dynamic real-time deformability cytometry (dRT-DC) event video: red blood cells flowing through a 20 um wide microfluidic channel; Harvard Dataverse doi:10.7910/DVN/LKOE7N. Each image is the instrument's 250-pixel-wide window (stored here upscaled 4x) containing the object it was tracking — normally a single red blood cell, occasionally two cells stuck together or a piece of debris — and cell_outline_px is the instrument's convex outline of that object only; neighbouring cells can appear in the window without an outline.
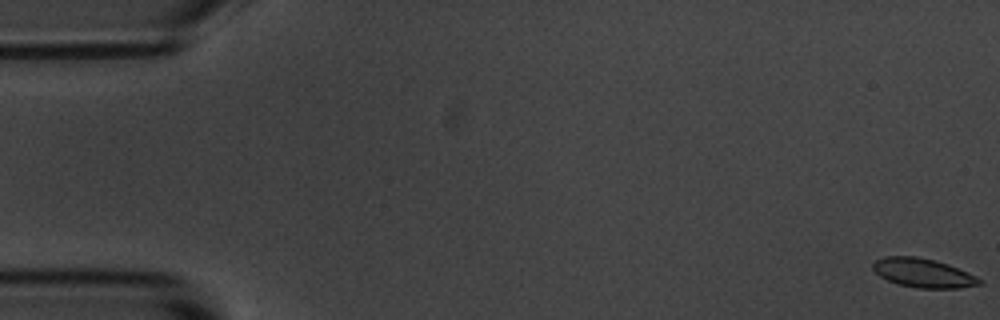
{"species": "common noctule bat (a hibernating species)", "species_latin": "Nyctalus noctula", "temperature_condition": "room temperature", "stored_images_in_passage": 15, "camera_frame_rate_fps": 3000, "um_per_image_px": 0.085, "animal": {"sex": "male", "body_mass_g": 20.1, "forearm_length_mm": 53.5}, "frame": {"image": 1, "passage_image": 1, "time_ms": 0.0, "image_size_px": [1000, 320], "cell_outline_px": [[984, 284], [960, 288], [916, 288], [900, 284], [888, 280], [880, 276], [872, 268], [872, 264], [876, 260], [884, 256], [916, 256], [936, 260], [948, 264], [976, 276]], "centroid_in_image_um": [78.47, 23.19], "position_along_channel_um": 6.5, "area_um2": 17.98}}
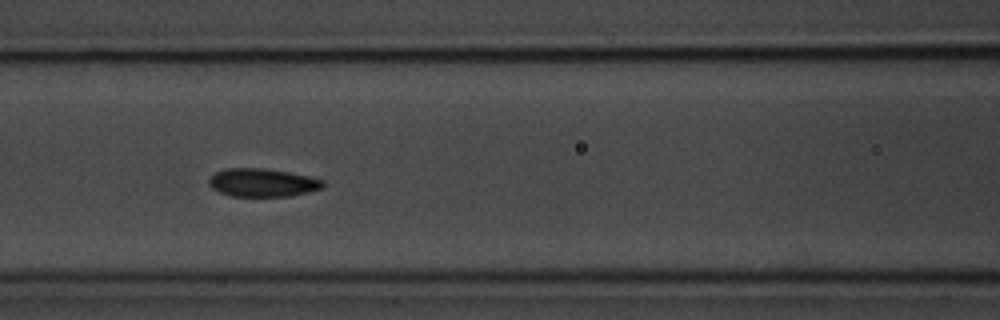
{"frame": {"image": 2, "passage_image": 7, "time_ms": 7.667, "image_size_px": [1000, 320], "cell_outline_px": [[324, 184], [320, 188], [308, 192], [292, 196], [232, 196], [220, 192], [212, 188], [208, 184], [208, 180], [216, 172], [224, 168], [264, 168], [288, 172], [308, 176], [324, 180]], "centroid_in_image_um": [22.29, 15.52], "position_along_channel_um": 144.3, "area_um2": 18.67}}
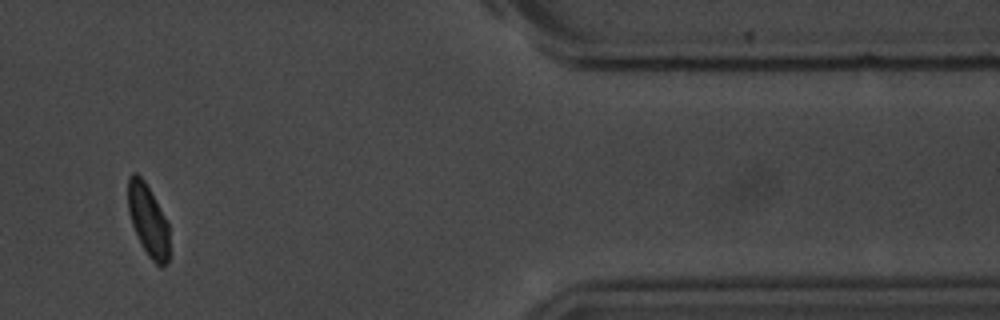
{"frame": {"image": 3, "passage_image": 14, "time_ms": 15.667, "image_size_px": [1000, 320], "cell_outline_px": [[168, 264], [160, 268], [148, 256], [132, 224], [128, 212], [128, 176], [132, 172], [136, 172], [144, 180], [168, 224]], "centroid_in_image_um": [12.57, 18.72], "position_along_channel_um": 398.8, "area_um2": 16.94}, "authors_computed_cell_mechanics": {"area_um2": 18.6116, "velocity_mm_per_s": 3.6478, "shape_relaxation_time_tau1_ms": 1.6533, "shape_relaxation_time_tau2_ms": null, "deformation_change_tau1": 0.0627, "deformation_change_tau2": null}}